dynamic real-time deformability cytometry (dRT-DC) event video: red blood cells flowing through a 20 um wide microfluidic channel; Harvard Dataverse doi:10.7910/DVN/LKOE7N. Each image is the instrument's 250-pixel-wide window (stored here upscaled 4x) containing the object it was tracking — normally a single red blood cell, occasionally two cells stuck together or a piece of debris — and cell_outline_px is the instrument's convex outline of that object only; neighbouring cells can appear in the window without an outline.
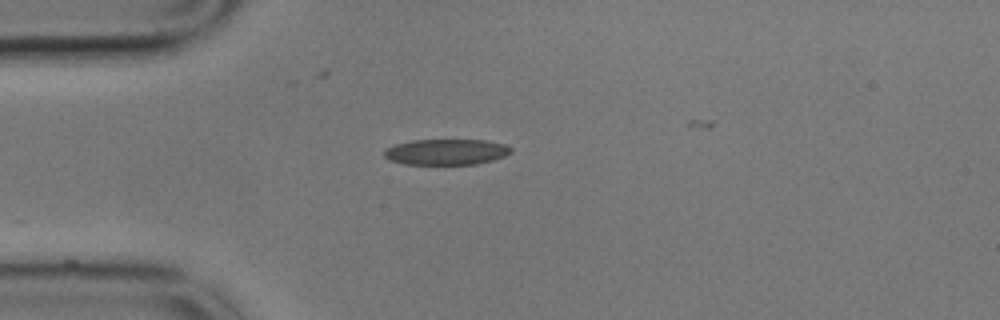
{"species": "common noctule bat (a hibernating species)", "species_latin": "Nyctalus noctula", "temperature_condition": "cold", "stored_images_in_passage": 13, "camera_frame_rate_fps": 3000, "um_per_image_px": 0.085, "animal": {"sex": "male", "body_mass_g": 17.9}, "frame": {"image": 1, "passage_image": 1, "time_ms": 0.0, "image_size_px": [1000, 320], "cell_outline_px": [[512, 152], [504, 156], [492, 160], [476, 164], [404, 164], [388, 160], [384, 156], [384, 148], [396, 144], [412, 140], [488, 140], [508, 144], [512, 148]], "centroid_in_image_um": [37.94, 12.91], "position_along_channel_um": 47.1, "area_um2": 19.25}}
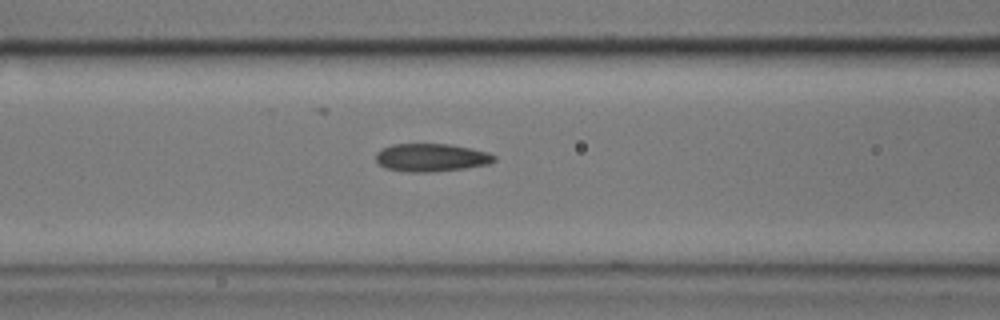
{"frame": {"image": 2, "passage_image": 9, "time_ms": 2.667, "image_size_px": [1000, 320], "cell_outline_px": [[496, 160], [488, 164], [464, 168], [432, 172], [408, 172], [384, 168], [376, 160], [376, 152], [380, 148], [392, 144], [448, 144], [488, 152], [496, 156]], "centroid_in_image_um": [36.62, 13.39], "position_along_channel_um": 130.0, "area_um2": 19.31}}
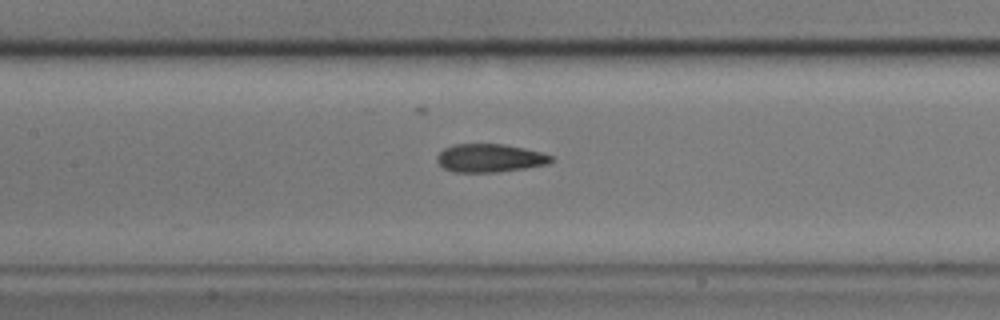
{"frame": {"image": 3, "passage_image": 12, "time_ms": 3.667, "image_size_px": [1000, 320], "cell_outline_px": [[552, 160], [548, 164], [524, 168], [496, 172], [456, 172], [444, 168], [436, 160], [436, 156], [444, 148], [452, 144], [504, 144], [544, 152], [552, 156]], "centroid_in_image_um": [41.63, 13.42], "position_along_channel_um": 165.8, "area_um2": 18.79}}